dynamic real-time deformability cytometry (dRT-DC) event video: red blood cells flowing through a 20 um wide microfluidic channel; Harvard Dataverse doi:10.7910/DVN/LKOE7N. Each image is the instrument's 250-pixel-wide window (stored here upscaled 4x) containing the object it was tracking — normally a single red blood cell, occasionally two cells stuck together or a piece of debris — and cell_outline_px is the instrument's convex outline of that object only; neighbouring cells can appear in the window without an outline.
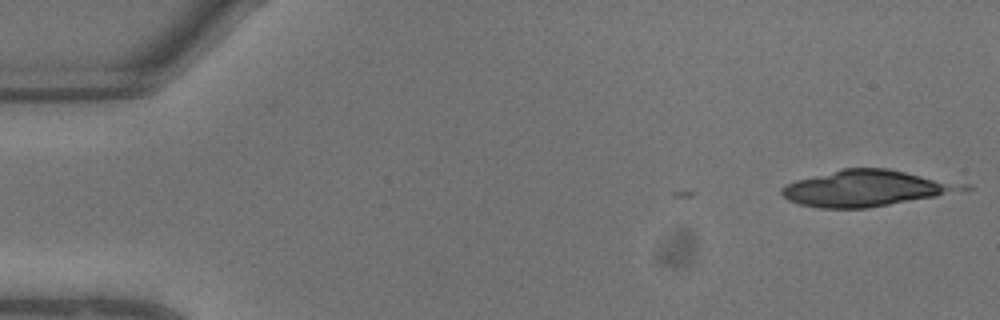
{"species": "common noctule bat (a hibernating species)", "species_latin": "Nyctalus noctula", "temperature_condition": "warm", "stored_images_in_passage": 2, "camera_frame_rate_fps": 3000, "um_per_image_px": 0.085, "animal": {"sex": "male", "body_mass_g": 13.3}, "frame": {"image": 1, "passage_image": 2, "time_ms": 0.333, "image_size_px": [1000, 320], "cell_outline_px": [[952, 188], [936, 196], [868, 208], [820, 208], [800, 204], [788, 200], [780, 192], [780, 188], [784, 184], [796, 180], [844, 168], [888, 168], [920, 176], [948, 184]], "centroid_in_image_um": [73.19, 16.02], "position_along_channel_um": 11.8, "area_um2": 35.72}}